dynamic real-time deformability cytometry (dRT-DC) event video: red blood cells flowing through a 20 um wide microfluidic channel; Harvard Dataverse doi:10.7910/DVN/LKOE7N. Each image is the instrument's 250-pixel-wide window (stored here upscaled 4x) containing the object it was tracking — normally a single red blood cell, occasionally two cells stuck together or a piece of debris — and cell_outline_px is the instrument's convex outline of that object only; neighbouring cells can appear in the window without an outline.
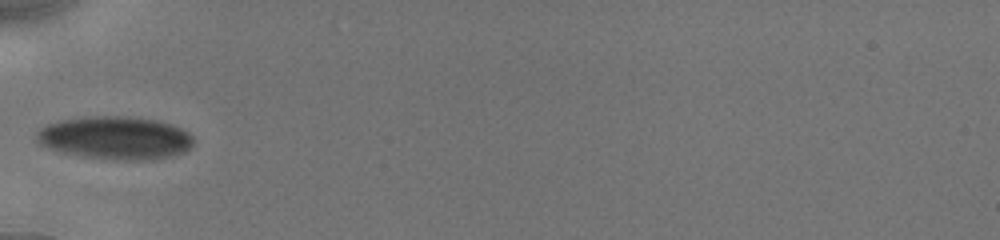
{"species": "human", "species_latin": "Homo sapiens", "temperature_condition": "cold", "stored_images_in_passage": 11, "camera_frame_rate_fps": 3000, "um_per_image_px": 0.085, "donor": {"sex": "male"}, "frame": {"image": 1, "passage_image": 1, "time_ms": 0.0, "image_size_px": [1000, 240], "cell_outline_px": [[192, 144], [184, 152], [172, 156], [152, 160], [112, 160], [80, 156], [64, 152], [52, 148], [36, 140], [36, 132], [44, 124], [56, 120], [92, 116], [128, 116], [156, 120], [172, 124], [188, 132], [192, 136]], "centroid_in_image_um": [9.79, 11.71], "position_along_channel_um": 75.2, "area_um2": 39.48}}
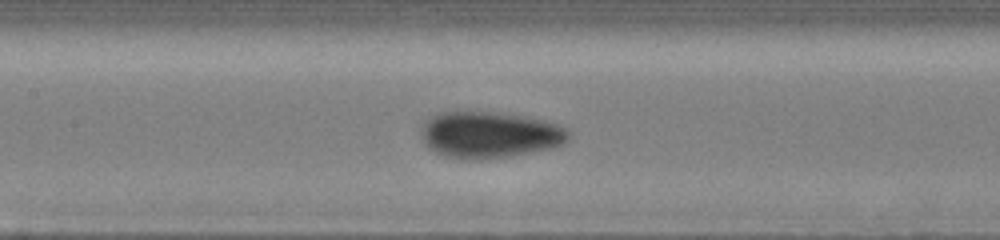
{"frame": {"image": 2, "passage_image": 7, "time_ms": 2.333, "image_size_px": [1000, 240], "cell_outline_px": [[568, 140], [564, 144], [552, 148], [512, 156], [480, 160], [460, 160], [444, 156], [428, 148], [424, 144], [420, 132], [424, 120], [428, 116], [436, 112], [492, 112], [524, 116], [544, 120], [556, 124], [564, 128], [568, 132]], "centroid_in_image_um": [41.54, 11.47], "position_along_channel_um": 165.9, "area_um2": 40.4}}
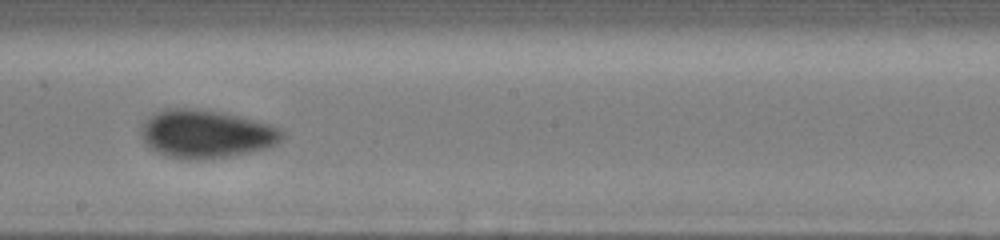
{"frame": {"image": 3, "passage_image": 10, "time_ms": 4.0, "image_size_px": [1000, 240], "cell_outline_px": [[284, 136], [276, 144], [264, 148], [248, 152], [228, 156], [204, 160], [192, 160], [168, 156], [152, 148], [140, 136], [140, 124], [152, 112], [164, 108], [188, 108], [224, 112], [272, 124], [280, 128], [284, 132]], "centroid_in_image_um": [17.49, 11.36], "position_along_channel_um": 230.7, "area_um2": 39.82}}